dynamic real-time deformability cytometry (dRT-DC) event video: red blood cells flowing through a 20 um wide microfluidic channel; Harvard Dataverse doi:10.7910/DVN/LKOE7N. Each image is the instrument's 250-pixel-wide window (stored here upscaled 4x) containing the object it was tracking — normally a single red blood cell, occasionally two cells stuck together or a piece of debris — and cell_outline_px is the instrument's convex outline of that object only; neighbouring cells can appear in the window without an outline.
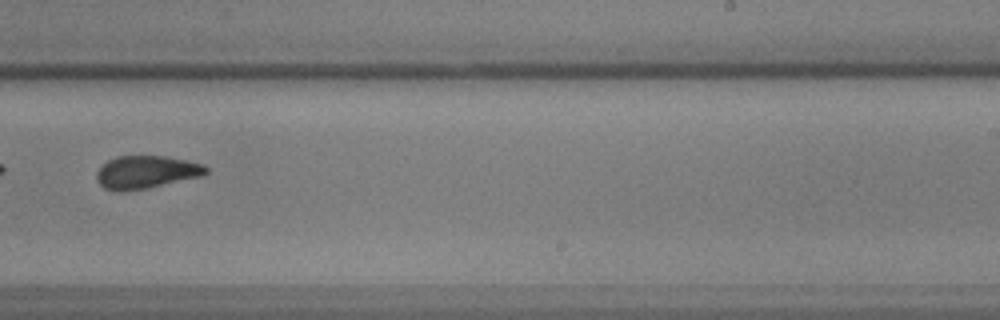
{"species": "common noctule bat (a hibernating species)", "species_latin": "Nyctalus noctula", "temperature_condition": "warm", "stored_images_in_passage": 51, "camera_frame_rate_fps": 3000, "um_per_image_px": 0.085, "animal": {"sex": "male", "body_mass_g": 17.9, "forearm_length_mm": 54.2}, "frame": {"image": 1, "passage_image": 33, "time_ms": 10.667, "image_size_px": [1000, 320], "cell_outline_px": [[208, 172], [204, 176], [124, 192], [116, 192], [104, 188], [96, 180], [96, 172], [108, 160], [116, 156], [164, 156], [204, 164], [208, 168]], "centroid_in_image_um": [12.41, 14.63], "position_along_channel_um": 276.6, "area_um2": 20.92}}
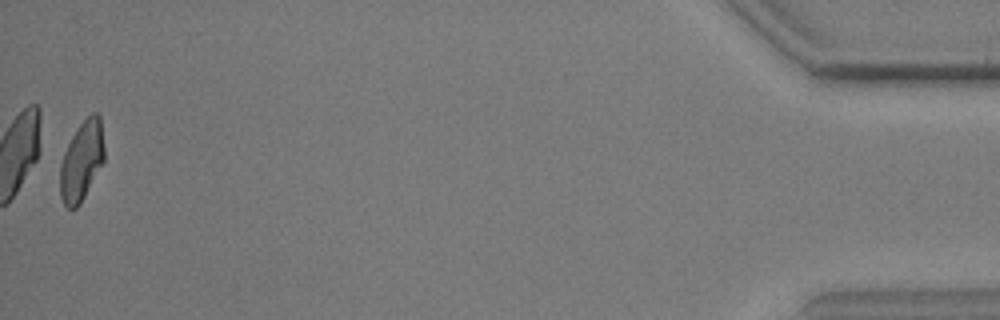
{"frame": {"image": 2, "passage_image": 51, "time_ms": 16.667, "image_size_px": [1000, 320], "cell_outline_px": [[104, 160], [80, 204], [76, 208], [68, 208], [64, 204], [60, 196], [60, 164], [64, 152], [72, 136], [80, 124], [92, 112], [96, 112], [100, 116], [104, 148]], "centroid_in_image_um": [6.93, 13.68], "position_along_channel_um": 428.3, "area_um2": 20.29}, "authors_computed_cell_mechanics": {"area_um2": 21.7906, "velocity_mm_per_s": 3.9716, "shape_relaxation_time_tau1_ms": 5.5671, "shape_relaxation_time_tau2_ms": 1.8486, "deformation_change_tau1": 0.202, "deformation_change_tau2": 0.0908}}